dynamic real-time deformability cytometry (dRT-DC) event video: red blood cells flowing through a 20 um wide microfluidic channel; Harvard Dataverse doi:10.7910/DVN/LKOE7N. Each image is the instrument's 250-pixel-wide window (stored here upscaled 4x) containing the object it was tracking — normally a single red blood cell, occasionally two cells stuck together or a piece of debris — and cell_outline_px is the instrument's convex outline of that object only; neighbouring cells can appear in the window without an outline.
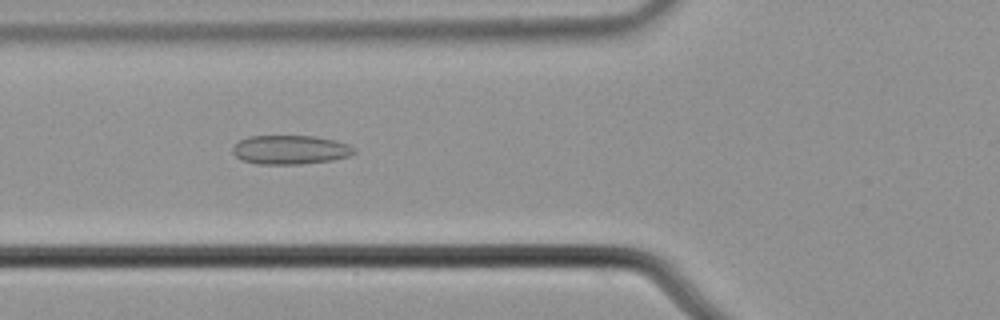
{"species": "common noctule bat (a hibernating species)", "species_latin": "Nyctalus noctula", "temperature_condition": "cold", "stored_images_in_passage": 39, "camera_frame_rate_fps": 3000, "um_per_image_px": 0.085, "animal": {"sex": "male", "body_mass_g": 21.5, "forearm_length_mm": 52.0}, "frame": {"image": 1, "passage_image": 4, "time_ms": 1.0, "image_size_px": [1000, 320], "cell_outline_px": [[356, 152], [348, 156], [332, 160], [300, 164], [256, 164], [244, 160], [236, 156], [232, 152], [232, 148], [240, 140], [248, 136], [312, 136], [336, 140], [348, 144], [356, 148]], "centroid_in_image_um": [24.69, 12.73], "position_along_channel_um": 101.1, "area_um2": 20.52}}
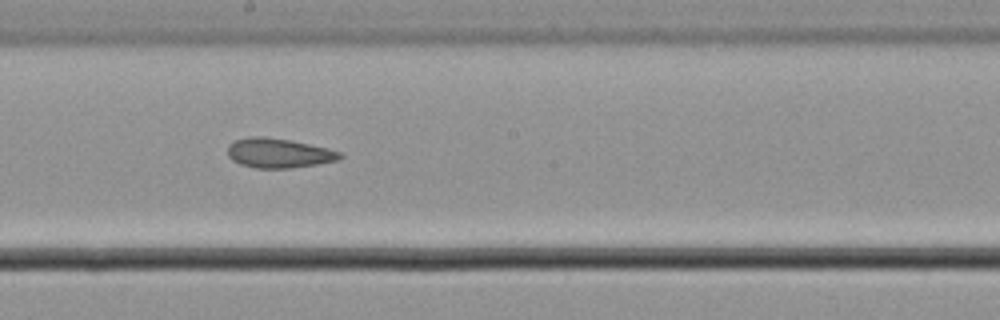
{"frame": {"image": 2, "passage_image": 14, "time_ms": 4.333, "image_size_px": [1000, 320], "cell_outline_px": [[344, 156], [340, 160], [316, 164], [288, 168], [256, 168], [240, 164], [232, 160], [228, 156], [228, 144], [236, 140], [248, 136], [264, 136], [292, 140], [328, 148], [340, 152]], "centroid_in_image_um": [23.69, 13.0], "position_along_channel_um": 224.5, "area_um2": 19.48}}
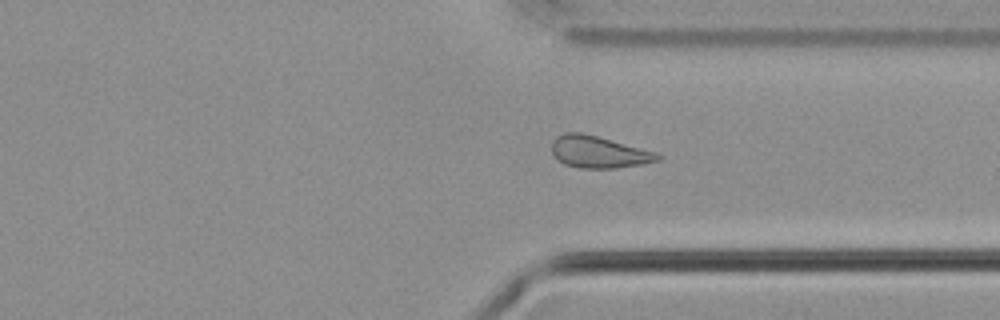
{"frame": {"image": 3, "passage_image": 25, "time_ms": 8.0, "image_size_px": [1000, 320], "cell_outline_px": [[664, 156], [660, 160], [640, 164], [616, 168], [580, 168], [564, 164], [552, 152], [552, 140], [556, 136], [564, 132], [580, 132], [596, 136], [656, 152]], "centroid_in_image_um": [50.88, 12.92], "position_along_channel_um": 360.5, "area_um2": 19.54}, "authors_computed_cell_mechanics": {"area_um2": 19.652, "velocity_mm_per_s": 3.6957, "shape_relaxation_time_tau1_ms": null, "shape_relaxation_time_tau2_ms": 3.773, "deformation_change_tau1": null, "deformation_change_tau2": 0.1021}}